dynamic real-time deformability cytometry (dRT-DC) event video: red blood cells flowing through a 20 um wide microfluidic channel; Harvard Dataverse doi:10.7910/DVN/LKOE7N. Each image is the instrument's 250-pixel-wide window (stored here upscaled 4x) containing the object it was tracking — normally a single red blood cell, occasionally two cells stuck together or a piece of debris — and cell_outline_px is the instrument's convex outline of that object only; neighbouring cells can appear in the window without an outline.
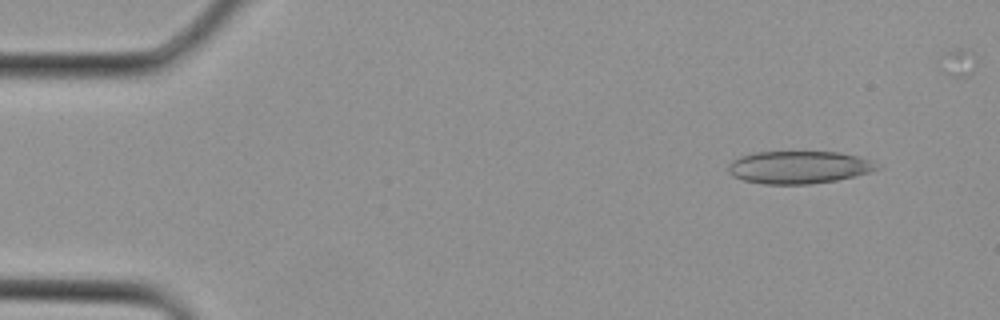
{"species": "Egyptian fruit bat (a non-hibernating species)", "species_latin": "Rousettus aegyptiacus", "temperature_condition": "cold", "stored_images_in_passage": 2, "camera_frame_rate_fps": 3000, "um_per_image_px": 0.085, "animal": {"sex": "female"}, "frame": {"image": 1, "passage_image": 2, "time_ms": 0.333, "image_size_px": [1000, 320], "cell_outline_px": [[880, 168], [872, 172], [836, 180], [808, 184], [764, 184], [744, 180], [732, 176], [728, 172], [728, 164], [732, 160], [756, 152], [840, 152], [856, 156], [868, 160]], "centroid_in_image_um": [67.87, 14.22], "position_along_channel_um": 17.1, "area_um2": 27.98}}